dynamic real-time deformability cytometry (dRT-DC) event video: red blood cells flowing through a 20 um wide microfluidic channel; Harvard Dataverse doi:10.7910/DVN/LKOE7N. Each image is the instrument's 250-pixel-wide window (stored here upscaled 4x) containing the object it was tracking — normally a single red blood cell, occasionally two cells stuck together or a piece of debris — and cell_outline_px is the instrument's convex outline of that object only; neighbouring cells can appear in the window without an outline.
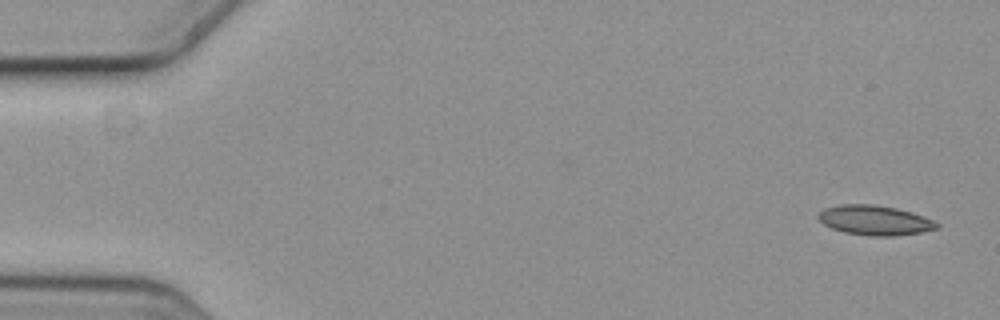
{"species": "common noctule bat (a hibernating species)", "species_latin": "Nyctalus noctula", "temperature_condition": "cold", "stored_images_in_passage": 6, "camera_frame_rate_fps": 3000, "um_per_image_px": 0.085, "animal": {"sex": "female", "body_mass_g": 19.3, "forearm_length_mm": 54.1}, "frame": {"image": 1, "passage_image": 1, "time_ms": 0.0, "image_size_px": [1000, 320], "cell_outline_px": [[940, 228], [920, 232], [896, 236], [868, 236], [844, 232], [832, 228], [824, 224], [816, 216], [824, 208], [840, 204], [872, 204], [896, 208], [912, 212], [924, 216], [940, 224]], "centroid_in_image_um": [74.36, 18.72], "position_along_channel_um": 10.6, "area_um2": 20.63}}
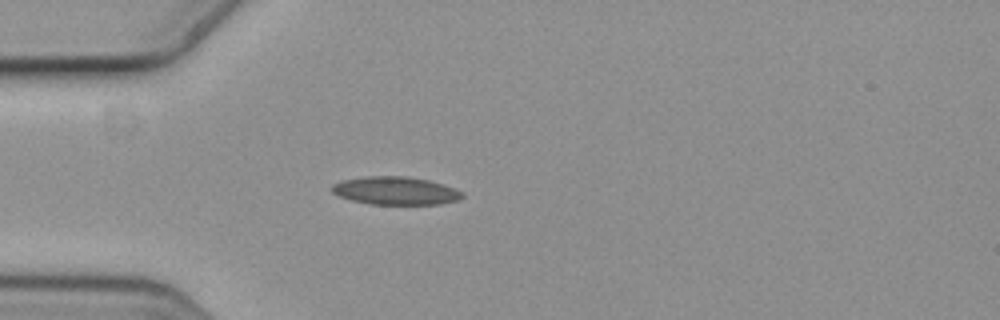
{"frame": {"image": 2, "passage_image": 5, "time_ms": 1.333, "image_size_px": [1000, 320], "cell_outline_px": [[464, 196], [460, 200], [440, 204], [372, 204], [352, 200], [340, 196], [332, 192], [332, 184], [344, 180], [364, 176], [408, 176], [428, 180], [464, 192]], "centroid_in_image_um": [33.64, 16.21], "position_along_channel_um": 51.4, "area_um2": 21.15}}